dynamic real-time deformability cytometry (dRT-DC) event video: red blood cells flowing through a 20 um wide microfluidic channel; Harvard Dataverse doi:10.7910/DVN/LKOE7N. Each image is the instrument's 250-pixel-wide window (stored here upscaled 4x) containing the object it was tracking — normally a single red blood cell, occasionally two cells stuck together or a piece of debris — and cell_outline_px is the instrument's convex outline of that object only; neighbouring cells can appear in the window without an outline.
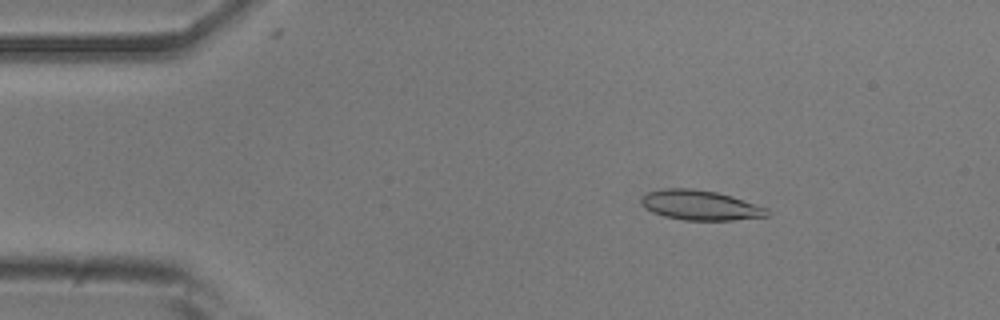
{"species": "common noctule bat (a hibernating species)", "species_latin": "Nyctalus noctula", "temperature_condition": "room temperature", "stored_images_in_passage": 41, "camera_frame_rate_fps": 3000, "um_per_image_px": 0.085, "animal": {"sex": "male", "body_mass_g": 20.5, "forearm_length_mm": 52.5}, "frame": {"image": 1, "passage_image": 4, "time_ms": 1.0, "image_size_px": [1000, 320], "cell_outline_px": [[768, 216], [732, 220], [684, 220], [664, 216], [652, 212], [644, 208], [640, 204], [640, 200], [648, 192], [664, 188], [692, 188], [716, 192], [732, 196], [768, 208]], "centroid_in_image_um": [59.5, 17.44], "position_along_channel_um": 25.5, "area_um2": 21.91}}
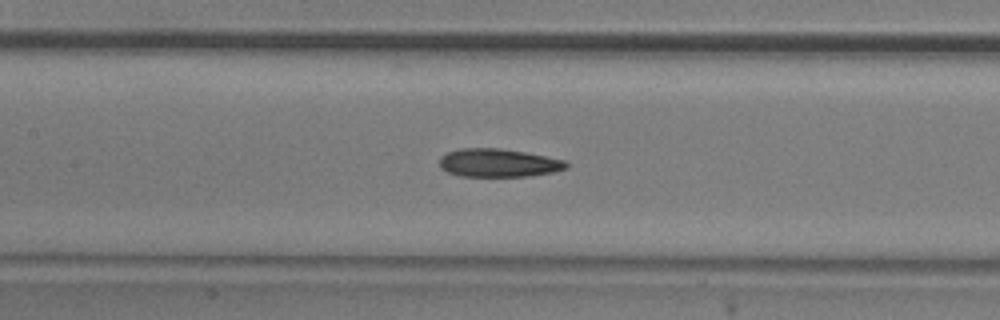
{"frame": {"image": 2, "passage_image": 20, "time_ms": 6.333, "image_size_px": [1000, 320], "cell_outline_px": [[568, 168], [552, 172], [528, 176], [460, 176], [448, 172], [440, 168], [440, 156], [448, 152], [460, 148], [500, 148], [524, 152], [564, 160], [568, 164]], "centroid_in_image_um": [42.34, 13.84], "position_along_channel_um": 165.1, "area_um2": 20.75}}
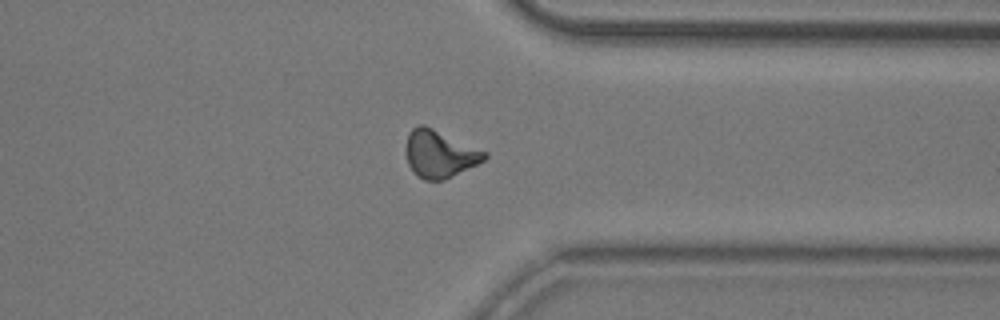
{"frame": {"image": 3, "passage_image": 37, "time_ms": 12.0, "image_size_px": [1000, 320], "cell_outline_px": [[488, 156], [484, 160], [444, 180], [424, 180], [408, 164], [404, 152], [404, 148], [408, 132], [412, 128], [420, 124], [424, 124], [488, 152]], "centroid_in_image_um": [37.34, 13.05], "position_along_channel_um": 374.1, "area_um2": 21.68}, "authors_computed_cell_mechanics": {"area_um2": 21.2704, "velocity_mm_per_s": 3.756, "shape_relaxation_time_tau1_ms": 5.8022, "shape_relaxation_time_tau2_ms": 6.5235, "deformation_change_tau1": 0.1794, "deformation_change_tau2": 0.1714}}